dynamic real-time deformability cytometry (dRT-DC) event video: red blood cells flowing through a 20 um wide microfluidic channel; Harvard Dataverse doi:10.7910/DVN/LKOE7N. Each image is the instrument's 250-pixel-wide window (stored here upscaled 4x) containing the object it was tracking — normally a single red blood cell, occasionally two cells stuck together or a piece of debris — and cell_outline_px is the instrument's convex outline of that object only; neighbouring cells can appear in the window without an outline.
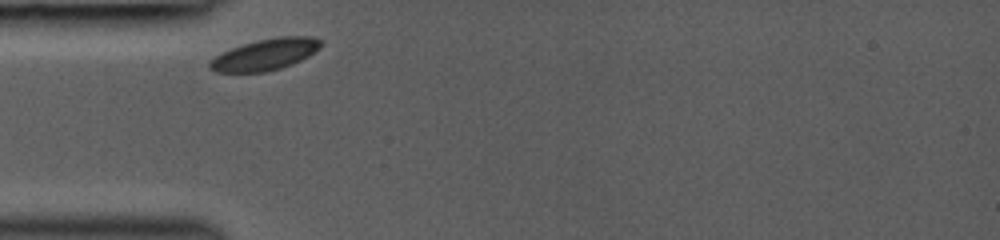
{"species": "common noctule bat (a hibernating species)", "species_latin": "Nyctalus noctula", "temperature_condition": "room temperature", "stored_images_in_passage": 2, "camera_frame_rate_fps": 3000, "um_per_image_px": 0.085, "animal": {"sex": "female", "body_mass_g": 19.0, "forearm_length_mm": 53.3}, "frame": {"image": 1, "passage_image": 1, "time_ms": 0.0, "image_size_px": [1000, 240], "cell_outline_px": [[324, 44], [320, 48], [308, 56], [292, 64], [280, 68], [264, 72], [216, 72], [208, 68], [208, 64], [216, 56], [232, 48], [244, 44], [260, 40], [280, 36], [312, 36], [324, 40]], "centroid_in_image_um": [22.6, 4.63], "position_along_channel_um": 62.4, "area_um2": 20.17}}